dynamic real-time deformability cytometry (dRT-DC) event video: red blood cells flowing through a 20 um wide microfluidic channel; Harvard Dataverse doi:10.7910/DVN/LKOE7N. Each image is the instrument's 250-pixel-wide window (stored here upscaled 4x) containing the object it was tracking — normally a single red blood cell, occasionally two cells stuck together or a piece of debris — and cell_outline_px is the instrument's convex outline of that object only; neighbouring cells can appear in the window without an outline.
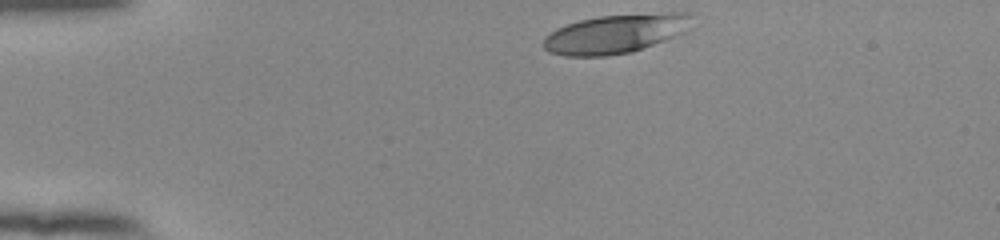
{"species": "human", "species_latin": "Homo sapiens", "temperature_condition": "room temperature", "stored_images_in_passage": 36, "camera_frame_rate_fps": 3000, "um_per_image_px": 0.085, "donor": {"sex": "female"}, "frame": {"image": 1, "passage_image": 1, "time_ms": 0.0, "image_size_px": [1000, 240], "cell_outline_px": [[692, 28], [688, 32], [632, 52], [608, 56], [564, 56], [548, 52], [544, 48], [544, 36], [556, 28], [580, 20], [600, 16], [668, 12], [688, 12]], "centroid_in_image_um": [52.34, 2.87], "position_along_channel_um": 32.7, "area_um2": 33.99}}
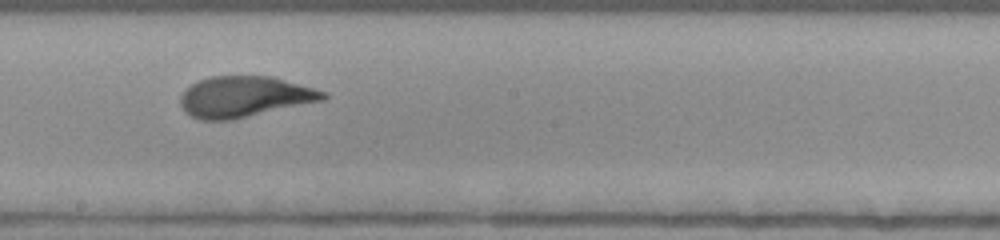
{"frame": {"image": 2, "passage_image": 21, "time_ms": 6.667, "image_size_px": [1000, 240], "cell_outline_px": [[328, 96], [324, 100], [232, 120], [200, 120], [184, 112], [180, 104], [180, 96], [192, 84], [200, 80], [212, 76], [272, 76], [328, 92]], "centroid_in_image_um": [20.79, 8.23], "position_along_channel_um": 227.4, "area_um2": 33.99}}
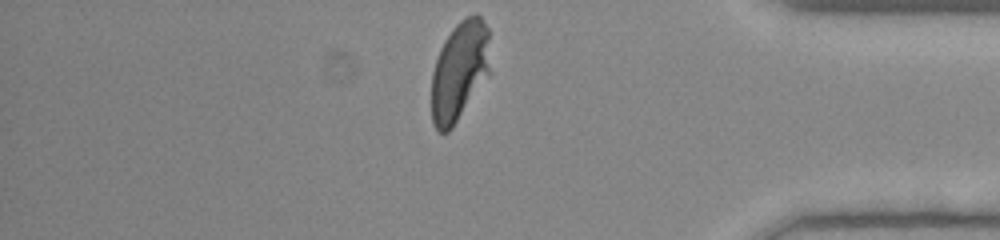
{"frame": {"image": 3, "passage_image": 36, "time_ms": 11.667, "image_size_px": [1000, 240], "cell_outline_px": [[492, 72], [452, 128], [448, 132], [440, 132], [432, 124], [432, 72], [440, 48], [444, 40], [452, 28], [460, 20], [476, 12], [484, 20], [488, 28]], "centroid_in_image_um": [39.1, 6.01], "position_along_channel_um": 396.1, "area_um2": 34.68}, "authors_computed_cell_mechanics": {"area_um2": 33.9864, "velocity_mm_per_s": 3.8411, "shape_relaxation_time_tau1_ms": 3.4564, "shape_relaxation_time_tau2_ms": null, "deformation_change_tau1": 0.1858, "deformation_change_tau2": null}}